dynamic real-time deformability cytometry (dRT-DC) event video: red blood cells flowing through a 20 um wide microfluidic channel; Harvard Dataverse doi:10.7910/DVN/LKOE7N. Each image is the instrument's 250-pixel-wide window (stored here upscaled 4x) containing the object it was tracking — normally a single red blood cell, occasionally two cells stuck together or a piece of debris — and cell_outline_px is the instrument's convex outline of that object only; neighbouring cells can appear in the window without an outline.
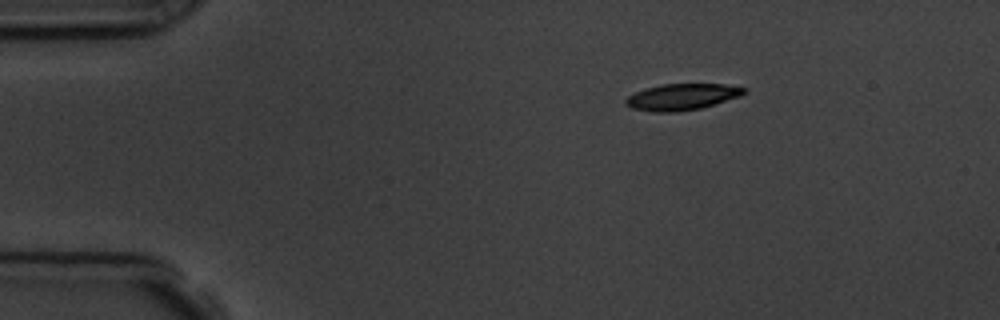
{"species": "common noctule bat (a hibernating species)", "species_latin": "Nyctalus noctula", "temperature_condition": "room temperature", "stored_images_in_passage": 4, "camera_frame_rate_fps": 3000, "um_per_image_px": 0.085, "animal": {"sex": "male", "body_mass_g": 19.5, "forearm_length_mm": 54.6}, "frame": {"image": 1, "passage_image": 1, "time_ms": 0.0, "image_size_px": [1000, 320], "cell_outline_px": [[748, 92], [740, 96], [700, 108], [676, 112], [652, 112], [632, 108], [624, 104], [624, 100], [628, 96], [636, 92], [660, 84], [724, 84], [748, 88]], "centroid_in_image_um": [57.97, 8.23], "position_along_channel_um": 27.0, "area_um2": 18.15}}
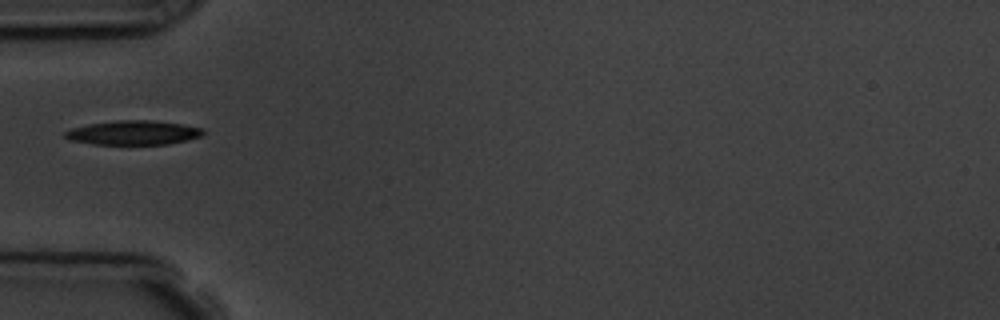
{"frame": {"image": 2, "passage_image": 4, "time_ms": 3.0, "image_size_px": [1000, 320], "cell_outline_px": [[204, 132], [200, 136], [188, 140], [168, 144], [92, 144], [68, 140], [64, 136], [64, 132], [72, 128], [88, 124], [120, 120], [148, 120], [184, 124], [204, 128]], "centroid_in_image_um": [11.33, 11.28], "position_along_channel_um": 73.7, "area_um2": 19.54}}